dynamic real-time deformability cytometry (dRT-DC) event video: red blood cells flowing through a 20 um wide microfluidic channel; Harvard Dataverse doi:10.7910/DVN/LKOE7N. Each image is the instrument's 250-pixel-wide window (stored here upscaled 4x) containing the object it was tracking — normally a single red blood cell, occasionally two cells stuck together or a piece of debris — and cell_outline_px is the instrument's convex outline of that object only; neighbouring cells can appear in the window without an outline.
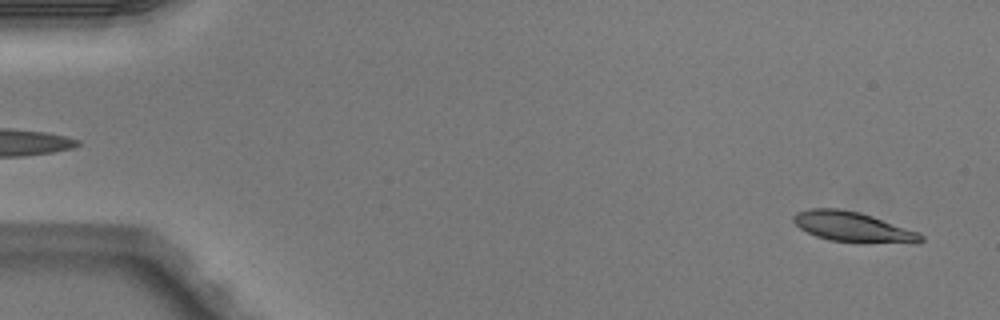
{"species": "Egyptian fruit bat (a non-hibernating species)", "species_latin": "Rousettus aegyptiacus", "temperature_condition": "warm", "stored_images_in_passage": 5, "segment_of_instrument_passage": [2, 2], "camera_frame_rate_fps": 3000, "um_per_image_px": 0.085, "animal": {"sex": "male"}, "frame": {"image": 1, "passage_image": 5, "time_ms": 1.333, "image_size_px": [1000, 320], "cell_outline_px": [[924, 240], [920, 244], [856, 244], [828, 240], [816, 236], [800, 228], [792, 220], [792, 216], [796, 212], [808, 208], [840, 208], [860, 212], [920, 232], [924, 236]], "centroid_in_image_um": [72.58, 19.33], "position_along_channel_um": 12.4, "area_um2": 23.35}}